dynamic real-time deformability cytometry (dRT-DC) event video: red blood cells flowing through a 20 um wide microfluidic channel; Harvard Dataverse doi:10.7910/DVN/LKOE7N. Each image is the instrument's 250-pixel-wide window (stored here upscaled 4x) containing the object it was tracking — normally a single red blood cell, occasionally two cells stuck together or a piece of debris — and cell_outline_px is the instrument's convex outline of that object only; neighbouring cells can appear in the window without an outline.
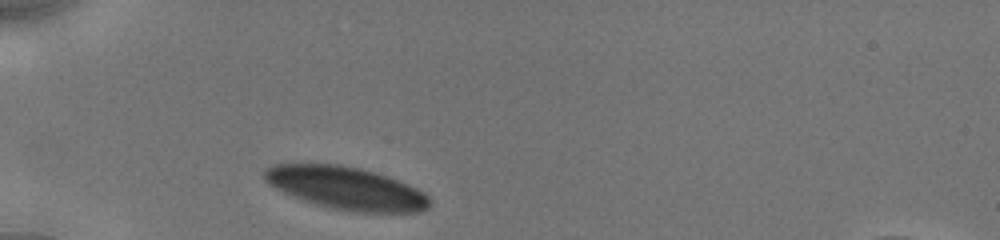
{"species": "human", "species_latin": "Homo sapiens", "temperature_condition": "cold", "stored_images_in_passage": 6, "camera_frame_rate_fps": 3000, "um_per_image_px": 0.085, "donor": {"sex": "male"}, "frame": {"image": 1, "passage_image": 1, "time_ms": 0.0, "image_size_px": [1000, 240], "cell_outline_px": [[432, 204], [428, 208], [420, 212], [356, 212], [332, 208], [316, 204], [292, 196], [268, 184], [264, 180], [264, 168], [272, 164], [340, 164], [360, 168], [388, 176], [408, 184], [424, 192], [432, 200]], "centroid_in_image_um": [29.44, 15.99], "position_along_channel_um": 55.6, "area_um2": 41.21}}
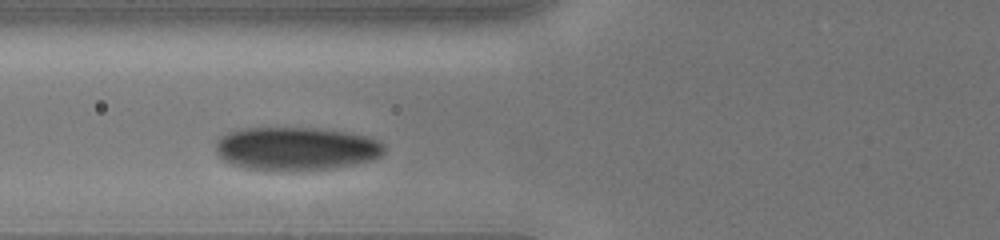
{"frame": {"image": 2, "passage_image": 3, "time_ms": 1.667, "image_size_px": [1000, 240], "cell_outline_px": [[384, 152], [380, 156], [372, 160], [332, 168], [272, 172], [244, 168], [232, 164], [224, 160], [216, 152], [216, 140], [220, 136], [228, 132], [244, 128], [316, 128], [348, 132], [368, 136], [384, 144]], "centroid_in_image_um": [25.13, 12.64], "position_along_channel_um": 100.7, "area_um2": 42.89}}
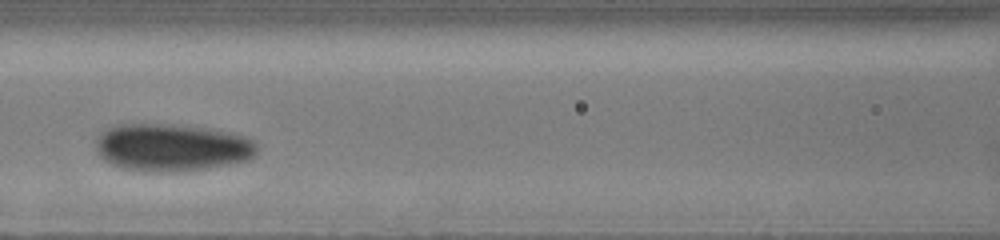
{"frame": {"image": 3, "passage_image": 5, "time_ms": 3.0, "image_size_px": [1000, 240], "cell_outline_px": [[260, 148], [256, 156], [248, 160], [208, 168], [176, 172], [148, 172], [120, 168], [104, 160], [100, 156], [96, 148], [96, 136], [108, 128], [116, 124], [168, 124], [216, 128], [244, 136], [256, 140]], "centroid_in_image_um": [14.65, 12.53], "position_along_channel_um": 151.9, "area_um2": 45.49}}